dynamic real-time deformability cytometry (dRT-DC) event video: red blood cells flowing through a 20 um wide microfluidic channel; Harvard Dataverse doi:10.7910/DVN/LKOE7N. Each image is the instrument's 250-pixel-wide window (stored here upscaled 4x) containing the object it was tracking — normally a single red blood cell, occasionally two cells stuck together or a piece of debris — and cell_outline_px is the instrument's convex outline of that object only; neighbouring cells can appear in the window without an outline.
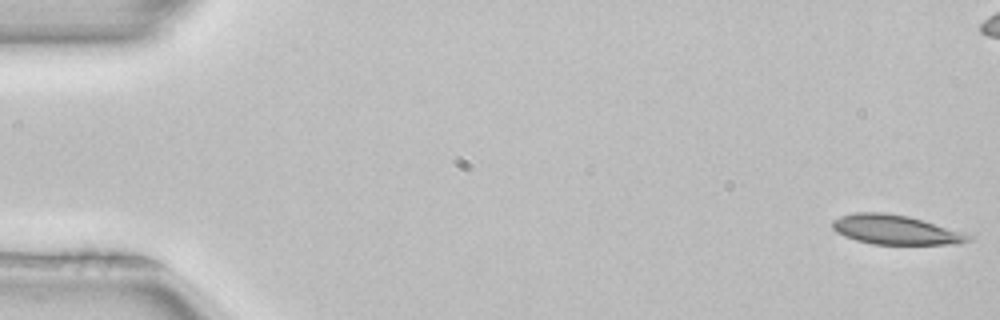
{"species": "common noctule bat (a hibernating species)", "species_latin": "Nyctalus noctula", "temperature_condition": "room temperature", "stored_images_in_passage": 52, "camera_frame_rate_fps": 3000, "um_per_image_px": 0.085, "animal": {"sex": "female", "body_mass_g": 22.7, "forearm_length_mm": 54.2}, "frame": {"image": 1, "passage_image": 1, "time_ms": 0.0, "image_size_px": [1000, 320], "cell_outline_px": [[972, 240], [960, 244], [872, 244], [856, 240], [844, 236], [836, 232], [832, 228], [832, 220], [840, 216], [856, 212], [884, 212], [908, 216], [972, 232]], "centroid_in_image_um": [76.23, 19.53], "position_along_channel_um": 8.8, "area_um2": 23.99}}
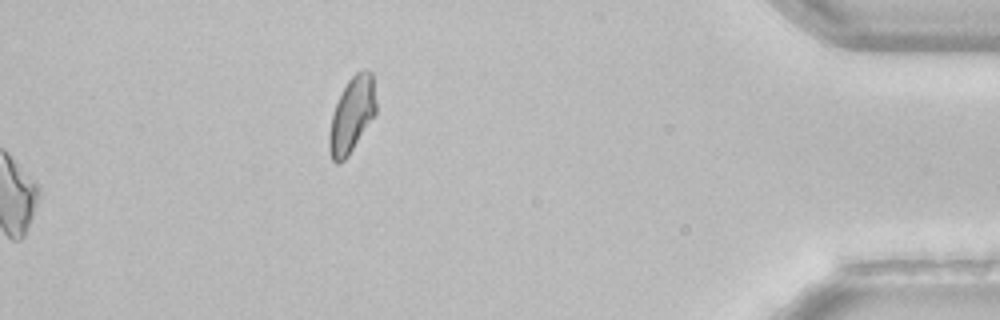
{"frame": {"image": 2, "passage_image": 52, "time_ms": 17.0, "image_size_px": [1000, 320], "cell_outline_px": [[376, 112], [348, 156], [344, 160], [336, 164], [332, 160], [328, 148], [328, 132], [332, 112], [348, 80], [356, 72], [364, 68], [372, 72], [376, 100]], "centroid_in_image_um": [29.89, 9.76], "position_along_channel_um": 405.3, "area_um2": 20.58}}